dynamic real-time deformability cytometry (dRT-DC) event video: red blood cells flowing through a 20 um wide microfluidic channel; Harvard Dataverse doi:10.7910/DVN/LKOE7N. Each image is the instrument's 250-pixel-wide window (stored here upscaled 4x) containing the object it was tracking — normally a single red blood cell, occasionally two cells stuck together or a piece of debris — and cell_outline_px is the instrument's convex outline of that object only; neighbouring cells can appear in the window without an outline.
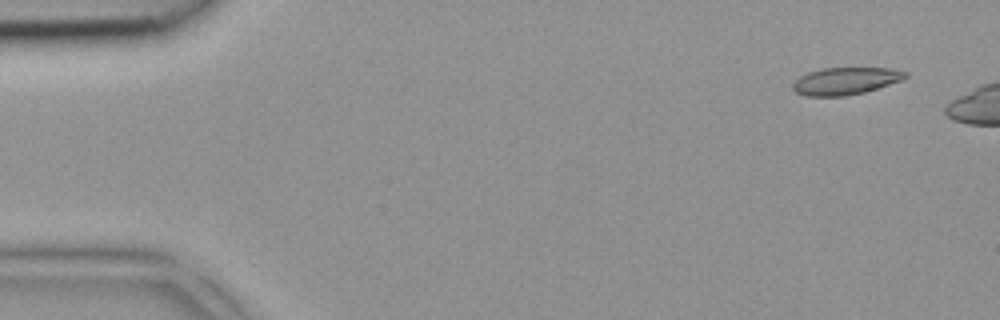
{"species": "common noctule bat (a hibernating species)", "species_latin": "Nyctalus noctula", "temperature_condition": "room temperature", "stored_images_in_passage": 5, "camera_frame_rate_fps": 3000, "um_per_image_px": 0.085, "animal": {"sex": "female", "body_mass_g": 18.4}, "frame": {"image": 1, "passage_image": 1, "time_ms": 0.0, "image_size_px": [1000, 320], "cell_outline_px": [[908, 76], [900, 80], [864, 92], [844, 96], [808, 96], [796, 92], [792, 88], [792, 84], [800, 76], [808, 72], [824, 68], [888, 68], [908, 72]], "centroid_in_image_um": [71.84, 6.88], "position_along_channel_um": 13.2, "area_um2": 17.63}}